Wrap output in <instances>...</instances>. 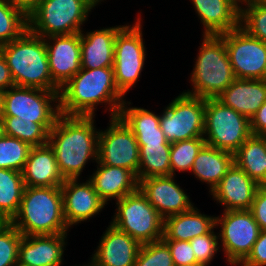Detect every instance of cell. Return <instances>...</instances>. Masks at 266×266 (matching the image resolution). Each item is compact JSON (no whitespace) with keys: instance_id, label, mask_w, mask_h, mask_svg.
I'll return each mask as SVG.
<instances>
[{"instance_id":"1","label":"cell","mask_w":266,"mask_h":266,"mask_svg":"<svg viewBox=\"0 0 266 266\" xmlns=\"http://www.w3.org/2000/svg\"><path fill=\"white\" fill-rule=\"evenodd\" d=\"M94 116L60 114L49 132L59 172L66 179H78L89 160H98L99 130Z\"/></svg>"},{"instance_id":"2","label":"cell","mask_w":266,"mask_h":266,"mask_svg":"<svg viewBox=\"0 0 266 266\" xmlns=\"http://www.w3.org/2000/svg\"><path fill=\"white\" fill-rule=\"evenodd\" d=\"M125 96L114 80V68L80 69L60 88L59 107L64 115L95 116L96 106L109 107L110 118L118 117Z\"/></svg>"},{"instance_id":"3","label":"cell","mask_w":266,"mask_h":266,"mask_svg":"<svg viewBox=\"0 0 266 266\" xmlns=\"http://www.w3.org/2000/svg\"><path fill=\"white\" fill-rule=\"evenodd\" d=\"M15 86L60 90L52 81L44 38L27 29L18 39L0 45Z\"/></svg>"},{"instance_id":"4","label":"cell","mask_w":266,"mask_h":266,"mask_svg":"<svg viewBox=\"0 0 266 266\" xmlns=\"http://www.w3.org/2000/svg\"><path fill=\"white\" fill-rule=\"evenodd\" d=\"M10 223L24 236L67 233L61 188L25 186L19 211Z\"/></svg>"},{"instance_id":"5","label":"cell","mask_w":266,"mask_h":266,"mask_svg":"<svg viewBox=\"0 0 266 266\" xmlns=\"http://www.w3.org/2000/svg\"><path fill=\"white\" fill-rule=\"evenodd\" d=\"M193 68V88L184 93L194 97L217 98L236 79L221 35H203Z\"/></svg>"},{"instance_id":"6","label":"cell","mask_w":266,"mask_h":266,"mask_svg":"<svg viewBox=\"0 0 266 266\" xmlns=\"http://www.w3.org/2000/svg\"><path fill=\"white\" fill-rule=\"evenodd\" d=\"M92 0H40L28 15V29L43 38L83 32Z\"/></svg>"},{"instance_id":"7","label":"cell","mask_w":266,"mask_h":266,"mask_svg":"<svg viewBox=\"0 0 266 266\" xmlns=\"http://www.w3.org/2000/svg\"><path fill=\"white\" fill-rule=\"evenodd\" d=\"M252 135L250 120L217 98L205 99L204 140L234 154Z\"/></svg>"},{"instance_id":"8","label":"cell","mask_w":266,"mask_h":266,"mask_svg":"<svg viewBox=\"0 0 266 266\" xmlns=\"http://www.w3.org/2000/svg\"><path fill=\"white\" fill-rule=\"evenodd\" d=\"M116 205L113 226L141 244L162 239L164 219L140 189L116 201Z\"/></svg>"},{"instance_id":"9","label":"cell","mask_w":266,"mask_h":266,"mask_svg":"<svg viewBox=\"0 0 266 266\" xmlns=\"http://www.w3.org/2000/svg\"><path fill=\"white\" fill-rule=\"evenodd\" d=\"M59 92L14 85L1 94L2 116L17 117L24 122L56 123L61 114Z\"/></svg>"},{"instance_id":"10","label":"cell","mask_w":266,"mask_h":266,"mask_svg":"<svg viewBox=\"0 0 266 266\" xmlns=\"http://www.w3.org/2000/svg\"><path fill=\"white\" fill-rule=\"evenodd\" d=\"M140 18L138 16L132 26L123 25L115 38L114 80L124 96L138 82L145 64L146 48Z\"/></svg>"},{"instance_id":"11","label":"cell","mask_w":266,"mask_h":266,"mask_svg":"<svg viewBox=\"0 0 266 266\" xmlns=\"http://www.w3.org/2000/svg\"><path fill=\"white\" fill-rule=\"evenodd\" d=\"M204 120L205 99L183 91L161 113L160 127L167 141L175 143L203 138Z\"/></svg>"},{"instance_id":"12","label":"cell","mask_w":266,"mask_h":266,"mask_svg":"<svg viewBox=\"0 0 266 266\" xmlns=\"http://www.w3.org/2000/svg\"><path fill=\"white\" fill-rule=\"evenodd\" d=\"M219 225V246L228 264L237 266L251 253L261 229L250 210H224L222 216L216 217V227Z\"/></svg>"},{"instance_id":"13","label":"cell","mask_w":266,"mask_h":266,"mask_svg":"<svg viewBox=\"0 0 266 266\" xmlns=\"http://www.w3.org/2000/svg\"><path fill=\"white\" fill-rule=\"evenodd\" d=\"M237 79H266V43L240 26L221 34Z\"/></svg>"},{"instance_id":"14","label":"cell","mask_w":266,"mask_h":266,"mask_svg":"<svg viewBox=\"0 0 266 266\" xmlns=\"http://www.w3.org/2000/svg\"><path fill=\"white\" fill-rule=\"evenodd\" d=\"M109 121L106 130H99L98 161L125 168L138 176L140 153L136 137L119 117Z\"/></svg>"},{"instance_id":"15","label":"cell","mask_w":266,"mask_h":266,"mask_svg":"<svg viewBox=\"0 0 266 266\" xmlns=\"http://www.w3.org/2000/svg\"><path fill=\"white\" fill-rule=\"evenodd\" d=\"M44 41L52 81L61 88L81 69L80 33L49 36Z\"/></svg>"},{"instance_id":"16","label":"cell","mask_w":266,"mask_h":266,"mask_svg":"<svg viewBox=\"0 0 266 266\" xmlns=\"http://www.w3.org/2000/svg\"><path fill=\"white\" fill-rule=\"evenodd\" d=\"M175 181L173 175L149 177L139 181V189L163 219L194 207L187 193Z\"/></svg>"},{"instance_id":"17","label":"cell","mask_w":266,"mask_h":266,"mask_svg":"<svg viewBox=\"0 0 266 266\" xmlns=\"http://www.w3.org/2000/svg\"><path fill=\"white\" fill-rule=\"evenodd\" d=\"M78 180L66 179L60 187L63 195V215L69 228L87 221L106 206L89 180L85 183Z\"/></svg>"},{"instance_id":"18","label":"cell","mask_w":266,"mask_h":266,"mask_svg":"<svg viewBox=\"0 0 266 266\" xmlns=\"http://www.w3.org/2000/svg\"><path fill=\"white\" fill-rule=\"evenodd\" d=\"M259 187L256 181L233 163L211 195L225 207V211L250 210Z\"/></svg>"},{"instance_id":"19","label":"cell","mask_w":266,"mask_h":266,"mask_svg":"<svg viewBox=\"0 0 266 266\" xmlns=\"http://www.w3.org/2000/svg\"><path fill=\"white\" fill-rule=\"evenodd\" d=\"M90 262L94 266H134L142 244L111 223Z\"/></svg>"},{"instance_id":"20","label":"cell","mask_w":266,"mask_h":266,"mask_svg":"<svg viewBox=\"0 0 266 266\" xmlns=\"http://www.w3.org/2000/svg\"><path fill=\"white\" fill-rule=\"evenodd\" d=\"M67 233L22 236L18 262L27 266H61Z\"/></svg>"},{"instance_id":"21","label":"cell","mask_w":266,"mask_h":266,"mask_svg":"<svg viewBox=\"0 0 266 266\" xmlns=\"http://www.w3.org/2000/svg\"><path fill=\"white\" fill-rule=\"evenodd\" d=\"M203 28L202 35H221L240 26V5L234 0H191Z\"/></svg>"},{"instance_id":"22","label":"cell","mask_w":266,"mask_h":266,"mask_svg":"<svg viewBox=\"0 0 266 266\" xmlns=\"http://www.w3.org/2000/svg\"><path fill=\"white\" fill-rule=\"evenodd\" d=\"M123 25L80 33L81 68L95 69L114 66L115 38Z\"/></svg>"},{"instance_id":"23","label":"cell","mask_w":266,"mask_h":266,"mask_svg":"<svg viewBox=\"0 0 266 266\" xmlns=\"http://www.w3.org/2000/svg\"><path fill=\"white\" fill-rule=\"evenodd\" d=\"M22 177L24 185L28 187H61L65 181L48 143L30 149Z\"/></svg>"},{"instance_id":"24","label":"cell","mask_w":266,"mask_h":266,"mask_svg":"<svg viewBox=\"0 0 266 266\" xmlns=\"http://www.w3.org/2000/svg\"><path fill=\"white\" fill-rule=\"evenodd\" d=\"M217 99L249 120L266 101V79H235Z\"/></svg>"},{"instance_id":"25","label":"cell","mask_w":266,"mask_h":266,"mask_svg":"<svg viewBox=\"0 0 266 266\" xmlns=\"http://www.w3.org/2000/svg\"><path fill=\"white\" fill-rule=\"evenodd\" d=\"M97 162V170L89 176L98 196L106 203L118 201L139 189V180L132 172L122 167L108 166Z\"/></svg>"},{"instance_id":"26","label":"cell","mask_w":266,"mask_h":266,"mask_svg":"<svg viewBox=\"0 0 266 266\" xmlns=\"http://www.w3.org/2000/svg\"><path fill=\"white\" fill-rule=\"evenodd\" d=\"M124 101L118 117L132 131L138 145L171 144L160 127V115L141 107H128Z\"/></svg>"},{"instance_id":"27","label":"cell","mask_w":266,"mask_h":266,"mask_svg":"<svg viewBox=\"0 0 266 266\" xmlns=\"http://www.w3.org/2000/svg\"><path fill=\"white\" fill-rule=\"evenodd\" d=\"M216 227V217L201 214L197 207L164 219L162 240L190 241Z\"/></svg>"},{"instance_id":"28","label":"cell","mask_w":266,"mask_h":266,"mask_svg":"<svg viewBox=\"0 0 266 266\" xmlns=\"http://www.w3.org/2000/svg\"><path fill=\"white\" fill-rule=\"evenodd\" d=\"M233 163L234 154L205 144L196 156L191 172L209 185L211 193Z\"/></svg>"},{"instance_id":"29","label":"cell","mask_w":266,"mask_h":266,"mask_svg":"<svg viewBox=\"0 0 266 266\" xmlns=\"http://www.w3.org/2000/svg\"><path fill=\"white\" fill-rule=\"evenodd\" d=\"M234 163L260 186L266 185V144L251 135L234 153Z\"/></svg>"},{"instance_id":"30","label":"cell","mask_w":266,"mask_h":266,"mask_svg":"<svg viewBox=\"0 0 266 266\" xmlns=\"http://www.w3.org/2000/svg\"><path fill=\"white\" fill-rule=\"evenodd\" d=\"M25 185L22 172L0 169V217L11 222L17 215Z\"/></svg>"},{"instance_id":"31","label":"cell","mask_w":266,"mask_h":266,"mask_svg":"<svg viewBox=\"0 0 266 266\" xmlns=\"http://www.w3.org/2000/svg\"><path fill=\"white\" fill-rule=\"evenodd\" d=\"M138 180L155 176L170 175L171 144L138 145Z\"/></svg>"},{"instance_id":"32","label":"cell","mask_w":266,"mask_h":266,"mask_svg":"<svg viewBox=\"0 0 266 266\" xmlns=\"http://www.w3.org/2000/svg\"><path fill=\"white\" fill-rule=\"evenodd\" d=\"M5 135L17 138L31 147L47 144L49 132L55 123L24 122L13 116H2Z\"/></svg>"},{"instance_id":"33","label":"cell","mask_w":266,"mask_h":266,"mask_svg":"<svg viewBox=\"0 0 266 266\" xmlns=\"http://www.w3.org/2000/svg\"><path fill=\"white\" fill-rule=\"evenodd\" d=\"M27 29L28 16L6 0H0V45L18 39Z\"/></svg>"},{"instance_id":"34","label":"cell","mask_w":266,"mask_h":266,"mask_svg":"<svg viewBox=\"0 0 266 266\" xmlns=\"http://www.w3.org/2000/svg\"><path fill=\"white\" fill-rule=\"evenodd\" d=\"M205 144L204 138H192L171 143L170 175L175 176V171H191L196 156Z\"/></svg>"},{"instance_id":"35","label":"cell","mask_w":266,"mask_h":266,"mask_svg":"<svg viewBox=\"0 0 266 266\" xmlns=\"http://www.w3.org/2000/svg\"><path fill=\"white\" fill-rule=\"evenodd\" d=\"M32 147L14 137L4 135L0 138V169L22 172Z\"/></svg>"},{"instance_id":"36","label":"cell","mask_w":266,"mask_h":266,"mask_svg":"<svg viewBox=\"0 0 266 266\" xmlns=\"http://www.w3.org/2000/svg\"><path fill=\"white\" fill-rule=\"evenodd\" d=\"M240 6V27L248 34L266 43V6L246 3Z\"/></svg>"},{"instance_id":"37","label":"cell","mask_w":266,"mask_h":266,"mask_svg":"<svg viewBox=\"0 0 266 266\" xmlns=\"http://www.w3.org/2000/svg\"><path fill=\"white\" fill-rule=\"evenodd\" d=\"M134 266H175L168 245L161 239L142 244Z\"/></svg>"},{"instance_id":"38","label":"cell","mask_w":266,"mask_h":266,"mask_svg":"<svg viewBox=\"0 0 266 266\" xmlns=\"http://www.w3.org/2000/svg\"><path fill=\"white\" fill-rule=\"evenodd\" d=\"M22 236L10 222L0 226V266H14L18 262Z\"/></svg>"},{"instance_id":"39","label":"cell","mask_w":266,"mask_h":266,"mask_svg":"<svg viewBox=\"0 0 266 266\" xmlns=\"http://www.w3.org/2000/svg\"><path fill=\"white\" fill-rule=\"evenodd\" d=\"M219 235L215 234L214 228L204 235H199L192 240H190L191 247L198 264L209 265L220 249L218 245Z\"/></svg>"},{"instance_id":"40","label":"cell","mask_w":266,"mask_h":266,"mask_svg":"<svg viewBox=\"0 0 266 266\" xmlns=\"http://www.w3.org/2000/svg\"><path fill=\"white\" fill-rule=\"evenodd\" d=\"M169 247L175 266L198 264L190 241L163 240Z\"/></svg>"},{"instance_id":"41","label":"cell","mask_w":266,"mask_h":266,"mask_svg":"<svg viewBox=\"0 0 266 266\" xmlns=\"http://www.w3.org/2000/svg\"><path fill=\"white\" fill-rule=\"evenodd\" d=\"M241 266H266V230H261L251 253Z\"/></svg>"},{"instance_id":"42","label":"cell","mask_w":266,"mask_h":266,"mask_svg":"<svg viewBox=\"0 0 266 266\" xmlns=\"http://www.w3.org/2000/svg\"><path fill=\"white\" fill-rule=\"evenodd\" d=\"M250 211L259 228L266 230V185L257 189Z\"/></svg>"},{"instance_id":"43","label":"cell","mask_w":266,"mask_h":266,"mask_svg":"<svg viewBox=\"0 0 266 266\" xmlns=\"http://www.w3.org/2000/svg\"><path fill=\"white\" fill-rule=\"evenodd\" d=\"M252 135H262L266 132V101L250 119Z\"/></svg>"},{"instance_id":"44","label":"cell","mask_w":266,"mask_h":266,"mask_svg":"<svg viewBox=\"0 0 266 266\" xmlns=\"http://www.w3.org/2000/svg\"><path fill=\"white\" fill-rule=\"evenodd\" d=\"M14 85L15 84L11 76L10 69L7 66L4 56L0 52V94Z\"/></svg>"},{"instance_id":"45","label":"cell","mask_w":266,"mask_h":266,"mask_svg":"<svg viewBox=\"0 0 266 266\" xmlns=\"http://www.w3.org/2000/svg\"><path fill=\"white\" fill-rule=\"evenodd\" d=\"M11 6L22 10L27 16L37 7L40 0H6Z\"/></svg>"},{"instance_id":"46","label":"cell","mask_w":266,"mask_h":266,"mask_svg":"<svg viewBox=\"0 0 266 266\" xmlns=\"http://www.w3.org/2000/svg\"><path fill=\"white\" fill-rule=\"evenodd\" d=\"M246 3L256 6H266V0H247Z\"/></svg>"},{"instance_id":"47","label":"cell","mask_w":266,"mask_h":266,"mask_svg":"<svg viewBox=\"0 0 266 266\" xmlns=\"http://www.w3.org/2000/svg\"><path fill=\"white\" fill-rule=\"evenodd\" d=\"M5 135V129H4V120L1 117L0 118V138Z\"/></svg>"},{"instance_id":"48","label":"cell","mask_w":266,"mask_h":266,"mask_svg":"<svg viewBox=\"0 0 266 266\" xmlns=\"http://www.w3.org/2000/svg\"><path fill=\"white\" fill-rule=\"evenodd\" d=\"M236 3H238L240 6L241 4H245L247 0H234ZM241 3V4H240Z\"/></svg>"},{"instance_id":"49","label":"cell","mask_w":266,"mask_h":266,"mask_svg":"<svg viewBox=\"0 0 266 266\" xmlns=\"http://www.w3.org/2000/svg\"><path fill=\"white\" fill-rule=\"evenodd\" d=\"M262 137V139L264 140L265 144H266V132L262 135H260Z\"/></svg>"},{"instance_id":"50","label":"cell","mask_w":266,"mask_h":266,"mask_svg":"<svg viewBox=\"0 0 266 266\" xmlns=\"http://www.w3.org/2000/svg\"><path fill=\"white\" fill-rule=\"evenodd\" d=\"M101 1H103V0H94V7H95L96 5H98L99 2L101 3Z\"/></svg>"},{"instance_id":"51","label":"cell","mask_w":266,"mask_h":266,"mask_svg":"<svg viewBox=\"0 0 266 266\" xmlns=\"http://www.w3.org/2000/svg\"><path fill=\"white\" fill-rule=\"evenodd\" d=\"M2 117V109H1V94H0V118Z\"/></svg>"},{"instance_id":"52","label":"cell","mask_w":266,"mask_h":266,"mask_svg":"<svg viewBox=\"0 0 266 266\" xmlns=\"http://www.w3.org/2000/svg\"><path fill=\"white\" fill-rule=\"evenodd\" d=\"M5 223V221L0 217V226H2Z\"/></svg>"},{"instance_id":"53","label":"cell","mask_w":266,"mask_h":266,"mask_svg":"<svg viewBox=\"0 0 266 266\" xmlns=\"http://www.w3.org/2000/svg\"><path fill=\"white\" fill-rule=\"evenodd\" d=\"M14 266H27V265H24V264L17 262Z\"/></svg>"},{"instance_id":"54","label":"cell","mask_w":266,"mask_h":266,"mask_svg":"<svg viewBox=\"0 0 266 266\" xmlns=\"http://www.w3.org/2000/svg\"><path fill=\"white\" fill-rule=\"evenodd\" d=\"M189 266H207V265H203V264H194V265H189Z\"/></svg>"},{"instance_id":"55","label":"cell","mask_w":266,"mask_h":266,"mask_svg":"<svg viewBox=\"0 0 266 266\" xmlns=\"http://www.w3.org/2000/svg\"><path fill=\"white\" fill-rule=\"evenodd\" d=\"M83 266H94V265L91 262H89L88 265L87 264H85V265L83 264Z\"/></svg>"}]
</instances>
